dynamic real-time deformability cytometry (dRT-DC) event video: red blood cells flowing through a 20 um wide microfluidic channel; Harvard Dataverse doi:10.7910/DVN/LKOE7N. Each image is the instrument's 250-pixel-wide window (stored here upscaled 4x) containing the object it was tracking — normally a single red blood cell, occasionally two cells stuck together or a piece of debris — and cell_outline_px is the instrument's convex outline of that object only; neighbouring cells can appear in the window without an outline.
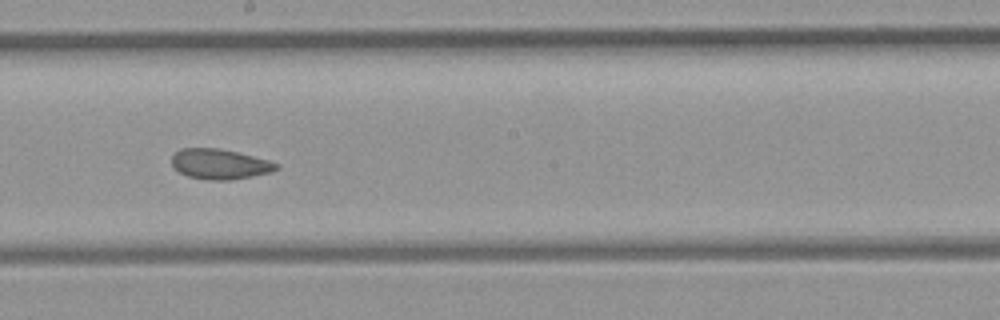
{"species": "common noctule bat (a hibernating species)", "species_latin": "Nyctalus noctula", "temperature_condition": "room temperature", "stored_images_in_passage": 33, "camera_frame_rate_fps": 3000, "um_per_image_px": 0.085, "animal": {"sex": "female", "body_mass_g": 21.9}, "frame": {"image": 1, "passage_image": 19, "time_ms": 6.0, "image_size_px": [1000, 320], "cell_outline_px": [[280, 168], [272, 172], [252, 176], [228, 180], [208, 180], [188, 176], [180, 172], [172, 164], [172, 156], [180, 148], [220, 148], [268, 160], [276, 164]], "centroid_in_image_um": [18.67, 13.94], "position_along_channel_um": 229.5, "area_um2": 18.21}}
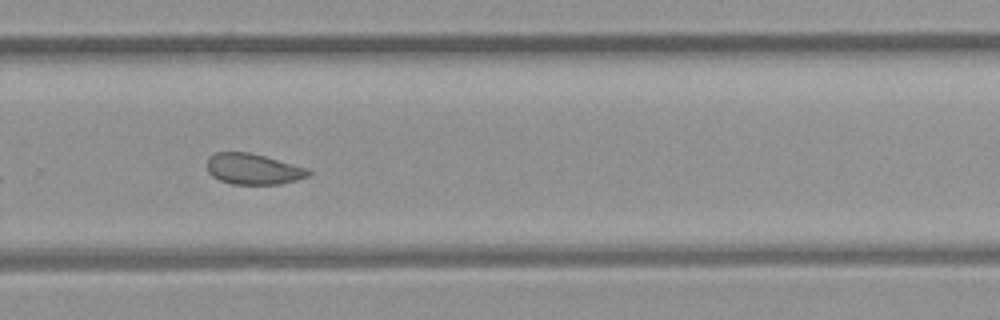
{"frame": {"image": 2, "passage_image": 24, "time_ms": 7.667, "image_size_px": [1000, 320], "cell_outline_px": [[312, 172], [308, 176], [296, 180], [280, 184], [232, 184], [220, 180], [212, 176], [208, 172], [208, 156], [216, 152], [248, 152], [264, 156], [308, 168]], "centroid_in_image_um": [21.52, 14.37], "position_along_channel_um": 308.3, "area_um2": 18.15}}